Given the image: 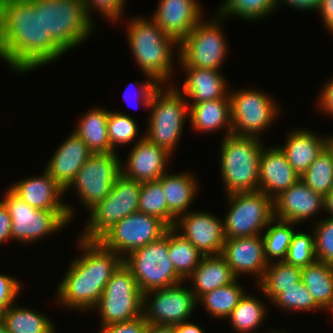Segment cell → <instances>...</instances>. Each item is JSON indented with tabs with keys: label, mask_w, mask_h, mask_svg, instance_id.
<instances>
[{
	"label": "cell",
	"mask_w": 333,
	"mask_h": 333,
	"mask_svg": "<svg viewBox=\"0 0 333 333\" xmlns=\"http://www.w3.org/2000/svg\"><path fill=\"white\" fill-rule=\"evenodd\" d=\"M65 53L43 28L42 10L30 0H3L0 7V59L22 74Z\"/></svg>",
	"instance_id": "obj_1"
},
{
	"label": "cell",
	"mask_w": 333,
	"mask_h": 333,
	"mask_svg": "<svg viewBox=\"0 0 333 333\" xmlns=\"http://www.w3.org/2000/svg\"><path fill=\"white\" fill-rule=\"evenodd\" d=\"M78 243L84 253L70 263L57 289V303L85 312L99 302L105 285L123 263V258L98 240L79 238Z\"/></svg>",
	"instance_id": "obj_2"
},
{
	"label": "cell",
	"mask_w": 333,
	"mask_h": 333,
	"mask_svg": "<svg viewBox=\"0 0 333 333\" xmlns=\"http://www.w3.org/2000/svg\"><path fill=\"white\" fill-rule=\"evenodd\" d=\"M147 78L148 81L141 83L138 91L143 106L151 109L148 130L143 136L172 154L182 134L185 118L189 115L188 102L176 85L169 83L164 91L155 79Z\"/></svg>",
	"instance_id": "obj_3"
},
{
	"label": "cell",
	"mask_w": 333,
	"mask_h": 333,
	"mask_svg": "<svg viewBox=\"0 0 333 333\" xmlns=\"http://www.w3.org/2000/svg\"><path fill=\"white\" fill-rule=\"evenodd\" d=\"M145 18H132L129 22L126 28L129 47L145 76L165 84L172 77L173 49L179 43L166 35L152 17Z\"/></svg>",
	"instance_id": "obj_4"
},
{
	"label": "cell",
	"mask_w": 333,
	"mask_h": 333,
	"mask_svg": "<svg viewBox=\"0 0 333 333\" xmlns=\"http://www.w3.org/2000/svg\"><path fill=\"white\" fill-rule=\"evenodd\" d=\"M260 138L224 137L221 144L220 170L226 195L259 191V161L263 142Z\"/></svg>",
	"instance_id": "obj_5"
},
{
	"label": "cell",
	"mask_w": 333,
	"mask_h": 333,
	"mask_svg": "<svg viewBox=\"0 0 333 333\" xmlns=\"http://www.w3.org/2000/svg\"><path fill=\"white\" fill-rule=\"evenodd\" d=\"M42 10L44 30L67 52L85 41L94 23L83 0H30Z\"/></svg>",
	"instance_id": "obj_6"
},
{
	"label": "cell",
	"mask_w": 333,
	"mask_h": 333,
	"mask_svg": "<svg viewBox=\"0 0 333 333\" xmlns=\"http://www.w3.org/2000/svg\"><path fill=\"white\" fill-rule=\"evenodd\" d=\"M123 263L131 270L143 294L185 281L168 256V230L158 240L130 252Z\"/></svg>",
	"instance_id": "obj_7"
},
{
	"label": "cell",
	"mask_w": 333,
	"mask_h": 333,
	"mask_svg": "<svg viewBox=\"0 0 333 333\" xmlns=\"http://www.w3.org/2000/svg\"><path fill=\"white\" fill-rule=\"evenodd\" d=\"M141 183L125 177L122 173L115 180L109 195L90 209V218L83 240H98L114 224L138 211Z\"/></svg>",
	"instance_id": "obj_8"
},
{
	"label": "cell",
	"mask_w": 333,
	"mask_h": 333,
	"mask_svg": "<svg viewBox=\"0 0 333 333\" xmlns=\"http://www.w3.org/2000/svg\"><path fill=\"white\" fill-rule=\"evenodd\" d=\"M97 308L101 325L135 319L143 315V293L138 288L131 270L122 263L105 285Z\"/></svg>",
	"instance_id": "obj_9"
},
{
	"label": "cell",
	"mask_w": 333,
	"mask_h": 333,
	"mask_svg": "<svg viewBox=\"0 0 333 333\" xmlns=\"http://www.w3.org/2000/svg\"><path fill=\"white\" fill-rule=\"evenodd\" d=\"M229 211L223 221L225 239L261 235L274 219L273 200L261 191L227 195Z\"/></svg>",
	"instance_id": "obj_10"
},
{
	"label": "cell",
	"mask_w": 333,
	"mask_h": 333,
	"mask_svg": "<svg viewBox=\"0 0 333 333\" xmlns=\"http://www.w3.org/2000/svg\"><path fill=\"white\" fill-rule=\"evenodd\" d=\"M203 22L200 20L192 31L179 43L177 50L180 66L219 70L228 53L221 17ZM219 19V20H218Z\"/></svg>",
	"instance_id": "obj_11"
},
{
	"label": "cell",
	"mask_w": 333,
	"mask_h": 333,
	"mask_svg": "<svg viewBox=\"0 0 333 333\" xmlns=\"http://www.w3.org/2000/svg\"><path fill=\"white\" fill-rule=\"evenodd\" d=\"M2 202L12 219L11 240L30 243L59 231L71 222L68 210H41L31 207L10 188Z\"/></svg>",
	"instance_id": "obj_12"
},
{
	"label": "cell",
	"mask_w": 333,
	"mask_h": 333,
	"mask_svg": "<svg viewBox=\"0 0 333 333\" xmlns=\"http://www.w3.org/2000/svg\"><path fill=\"white\" fill-rule=\"evenodd\" d=\"M269 96L254 89L229 92L233 135L260 137L280 112Z\"/></svg>",
	"instance_id": "obj_13"
},
{
	"label": "cell",
	"mask_w": 333,
	"mask_h": 333,
	"mask_svg": "<svg viewBox=\"0 0 333 333\" xmlns=\"http://www.w3.org/2000/svg\"><path fill=\"white\" fill-rule=\"evenodd\" d=\"M169 228L159 218L137 211L114 224L98 241L124 258L130 252L163 237Z\"/></svg>",
	"instance_id": "obj_14"
},
{
	"label": "cell",
	"mask_w": 333,
	"mask_h": 333,
	"mask_svg": "<svg viewBox=\"0 0 333 333\" xmlns=\"http://www.w3.org/2000/svg\"><path fill=\"white\" fill-rule=\"evenodd\" d=\"M116 152L93 154L65 189L74 188L83 205L91 209L104 200L121 174L122 162ZM73 185V186H72Z\"/></svg>",
	"instance_id": "obj_15"
},
{
	"label": "cell",
	"mask_w": 333,
	"mask_h": 333,
	"mask_svg": "<svg viewBox=\"0 0 333 333\" xmlns=\"http://www.w3.org/2000/svg\"><path fill=\"white\" fill-rule=\"evenodd\" d=\"M180 284L143 294V316L147 323L175 326L190 318L197 299L190 288Z\"/></svg>",
	"instance_id": "obj_16"
},
{
	"label": "cell",
	"mask_w": 333,
	"mask_h": 333,
	"mask_svg": "<svg viewBox=\"0 0 333 333\" xmlns=\"http://www.w3.org/2000/svg\"><path fill=\"white\" fill-rule=\"evenodd\" d=\"M173 228H182L179 234L204 256L221 254L225 242L223 222L214 214L190 211L179 216Z\"/></svg>",
	"instance_id": "obj_17"
},
{
	"label": "cell",
	"mask_w": 333,
	"mask_h": 333,
	"mask_svg": "<svg viewBox=\"0 0 333 333\" xmlns=\"http://www.w3.org/2000/svg\"><path fill=\"white\" fill-rule=\"evenodd\" d=\"M238 279L241 274L257 276V284L268 266L262 236L225 239L220 254Z\"/></svg>",
	"instance_id": "obj_18"
},
{
	"label": "cell",
	"mask_w": 333,
	"mask_h": 333,
	"mask_svg": "<svg viewBox=\"0 0 333 333\" xmlns=\"http://www.w3.org/2000/svg\"><path fill=\"white\" fill-rule=\"evenodd\" d=\"M274 218L301 223L323 209L324 197L314 192L301 179L273 200Z\"/></svg>",
	"instance_id": "obj_19"
},
{
	"label": "cell",
	"mask_w": 333,
	"mask_h": 333,
	"mask_svg": "<svg viewBox=\"0 0 333 333\" xmlns=\"http://www.w3.org/2000/svg\"><path fill=\"white\" fill-rule=\"evenodd\" d=\"M197 0H160L153 15L159 28L180 43L203 18Z\"/></svg>",
	"instance_id": "obj_20"
},
{
	"label": "cell",
	"mask_w": 333,
	"mask_h": 333,
	"mask_svg": "<svg viewBox=\"0 0 333 333\" xmlns=\"http://www.w3.org/2000/svg\"><path fill=\"white\" fill-rule=\"evenodd\" d=\"M130 151L125 167L121 165V173L125 177L143 183L158 180L166 173V162L171 154L164 148L142 136Z\"/></svg>",
	"instance_id": "obj_21"
},
{
	"label": "cell",
	"mask_w": 333,
	"mask_h": 333,
	"mask_svg": "<svg viewBox=\"0 0 333 333\" xmlns=\"http://www.w3.org/2000/svg\"><path fill=\"white\" fill-rule=\"evenodd\" d=\"M263 146L259 161V191L274 200L300 179L281 148Z\"/></svg>",
	"instance_id": "obj_22"
},
{
	"label": "cell",
	"mask_w": 333,
	"mask_h": 333,
	"mask_svg": "<svg viewBox=\"0 0 333 333\" xmlns=\"http://www.w3.org/2000/svg\"><path fill=\"white\" fill-rule=\"evenodd\" d=\"M92 155L87 144L73 131L57 148L44 171L65 190Z\"/></svg>",
	"instance_id": "obj_23"
},
{
	"label": "cell",
	"mask_w": 333,
	"mask_h": 333,
	"mask_svg": "<svg viewBox=\"0 0 333 333\" xmlns=\"http://www.w3.org/2000/svg\"><path fill=\"white\" fill-rule=\"evenodd\" d=\"M43 173L40 177L21 179L9 188L31 207L41 210H68L73 218V208L61 201L65 190L46 171Z\"/></svg>",
	"instance_id": "obj_24"
},
{
	"label": "cell",
	"mask_w": 333,
	"mask_h": 333,
	"mask_svg": "<svg viewBox=\"0 0 333 333\" xmlns=\"http://www.w3.org/2000/svg\"><path fill=\"white\" fill-rule=\"evenodd\" d=\"M312 133L309 130L296 129L288 134L285 146L280 147L299 177L329 144L330 136L321 138Z\"/></svg>",
	"instance_id": "obj_25"
},
{
	"label": "cell",
	"mask_w": 333,
	"mask_h": 333,
	"mask_svg": "<svg viewBox=\"0 0 333 333\" xmlns=\"http://www.w3.org/2000/svg\"><path fill=\"white\" fill-rule=\"evenodd\" d=\"M186 79L182 85L183 90L178 89L182 96L193 99V103L211 101L229 97L225 78L219 70L183 67Z\"/></svg>",
	"instance_id": "obj_26"
},
{
	"label": "cell",
	"mask_w": 333,
	"mask_h": 333,
	"mask_svg": "<svg viewBox=\"0 0 333 333\" xmlns=\"http://www.w3.org/2000/svg\"><path fill=\"white\" fill-rule=\"evenodd\" d=\"M188 112L190 124L196 131L204 133L225 128V136L232 134L230 98L193 103L188 105Z\"/></svg>",
	"instance_id": "obj_27"
},
{
	"label": "cell",
	"mask_w": 333,
	"mask_h": 333,
	"mask_svg": "<svg viewBox=\"0 0 333 333\" xmlns=\"http://www.w3.org/2000/svg\"><path fill=\"white\" fill-rule=\"evenodd\" d=\"M191 277V278H190ZM193 282L191 291L196 299L201 295L232 283L236 277L221 255L204 256L189 276Z\"/></svg>",
	"instance_id": "obj_28"
},
{
	"label": "cell",
	"mask_w": 333,
	"mask_h": 333,
	"mask_svg": "<svg viewBox=\"0 0 333 333\" xmlns=\"http://www.w3.org/2000/svg\"><path fill=\"white\" fill-rule=\"evenodd\" d=\"M194 177L187 172L178 174L166 172L158 179L165 193L168 209L176 218L187 213V208L195 200L199 187Z\"/></svg>",
	"instance_id": "obj_29"
},
{
	"label": "cell",
	"mask_w": 333,
	"mask_h": 333,
	"mask_svg": "<svg viewBox=\"0 0 333 333\" xmlns=\"http://www.w3.org/2000/svg\"><path fill=\"white\" fill-rule=\"evenodd\" d=\"M108 115V110L93 108L88 113H84L73 130L87 144L93 154L116 152L108 139Z\"/></svg>",
	"instance_id": "obj_30"
},
{
	"label": "cell",
	"mask_w": 333,
	"mask_h": 333,
	"mask_svg": "<svg viewBox=\"0 0 333 333\" xmlns=\"http://www.w3.org/2000/svg\"><path fill=\"white\" fill-rule=\"evenodd\" d=\"M301 280L322 310L333 308V266L316 260L301 268Z\"/></svg>",
	"instance_id": "obj_31"
},
{
	"label": "cell",
	"mask_w": 333,
	"mask_h": 333,
	"mask_svg": "<svg viewBox=\"0 0 333 333\" xmlns=\"http://www.w3.org/2000/svg\"><path fill=\"white\" fill-rule=\"evenodd\" d=\"M9 333H55L52 320L25 307L11 305L0 317Z\"/></svg>",
	"instance_id": "obj_32"
},
{
	"label": "cell",
	"mask_w": 333,
	"mask_h": 333,
	"mask_svg": "<svg viewBox=\"0 0 333 333\" xmlns=\"http://www.w3.org/2000/svg\"><path fill=\"white\" fill-rule=\"evenodd\" d=\"M168 256L176 272L185 280V283L204 257L190 241L178 234L173 227L168 229Z\"/></svg>",
	"instance_id": "obj_33"
},
{
	"label": "cell",
	"mask_w": 333,
	"mask_h": 333,
	"mask_svg": "<svg viewBox=\"0 0 333 333\" xmlns=\"http://www.w3.org/2000/svg\"><path fill=\"white\" fill-rule=\"evenodd\" d=\"M301 280V268L295 267L285 261L268 263L263 277L257 284L261 292L272 301L279 293Z\"/></svg>",
	"instance_id": "obj_34"
},
{
	"label": "cell",
	"mask_w": 333,
	"mask_h": 333,
	"mask_svg": "<svg viewBox=\"0 0 333 333\" xmlns=\"http://www.w3.org/2000/svg\"><path fill=\"white\" fill-rule=\"evenodd\" d=\"M237 278L230 284L215 288L201 295L198 301H201L205 310L216 318H228L232 310L238 305L239 300L245 292L242 286L237 283Z\"/></svg>",
	"instance_id": "obj_35"
},
{
	"label": "cell",
	"mask_w": 333,
	"mask_h": 333,
	"mask_svg": "<svg viewBox=\"0 0 333 333\" xmlns=\"http://www.w3.org/2000/svg\"><path fill=\"white\" fill-rule=\"evenodd\" d=\"M138 211L155 216L174 227L177 218L169 211L165 193L159 180L141 183Z\"/></svg>",
	"instance_id": "obj_36"
},
{
	"label": "cell",
	"mask_w": 333,
	"mask_h": 333,
	"mask_svg": "<svg viewBox=\"0 0 333 333\" xmlns=\"http://www.w3.org/2000/svg\"><path fill=\"white\" fill-rule=\"evenodd\" d=\"M293 224L296 225V223L274 218L266 227V233L261 234L264 243L265 257L268 263L273 262L275 258L276 261L285 260L292 237L295 233L292 228ZM272 257H274V260Z\"/></svg>",
	"instance_id": "obj_37"
},
{
	"label": "cell",
	"mask_w": 333,
	"mask_h": 333,
	"mask_svg": "<svg viewBox=\"0 0 333 333\" xmlns=\"http://www.w3.org/2000/svg\"><path fill=\"white\" fill-rule=\"evenodd\" d=\"M265 308L259 298L245 293L227 319H230L236 333H253L266 316Z\"/></svg>",
	"instance_id": "obj_38"
},
{
	"label": "cell",
	"mask_w": 333,
	"mask_h": 333,
	"mask_svg": "<svg viewBox=\"0 0 333 333\" xmlns=\"http://www.w3.org/2000/svg\"><path fill=\"white\" fill-rule=\"evenodd\" d=\"M300 179L323 197L333 188V149L327 145Z\"/></svg>",
	"instance_id": "obj_39"
},
{
	"label": "cell",
	"mask_w": 333,
	"mask_h": 333,
	"mask_svg": "<svg viewBox=\"0 0 333 333\" xmlns=\"http://www.w3.org/2000/svg\"><path fill=\"white\" fill-rule=\"evenodd\" d=\"M216 14L223 20L228 16L237 15L247 21L262 19L276 9L277 0H223Z\"/></svg>",
	"instance_id": "obj_40"
},
{
	"label": "cell",
	"mask_w": 333,
	"mask_h": 333,
	"mask_svg": "<svg viewBox=\"0 0 333 333\" xmlns=\"http://www.w3.org/2000/svg\"><path fill=\"white\" fill-rule=\"evenodd\" d=\"M272 302L276 307L284 310H321L322 308L315 302L313 295L309 292L302 280L295 283L293 287L284 289Z\"/></svg>",
	"instance_id": "obj_41"
},
{
	"label": "cell",
	"mask_w": 333,
	"mask_h": 333,
	"mask_svg": "<svg viewBox=\"0 0 333 333\" xmlns=\"http://www.w3.org/2000/svg\"><path fill=\"white\" fill-rule=\"evenodd\" d=\"M108 139L111 147L115 150L119 145L132 143L137 137V123L122 112L109 111L108 121Z\"/></svg>",
	"instance_id": "obj_42"
},
{
	"label": "cell",
	"mask_w": 333,
	"mask_h": 333,
	"mask_svg": "<svg viewBox=\"0 0 333 333\" xmlns=\"http://www.w3.org/2000/svg\"><path fill=\"white\" fill-rule=\"evenodd\" d=\"M312 234L311 236L304 232L294 233L287 256L284 260L286 263L303 268L317 260L315 255L314 233Z\"/></svg>",
	"instance_id": "obj_43"
},
{
	"label": "cell",
	"mask_w": 333,
	"mask_h": 333,
	"mask_svg": "<svg viewBox=\"0 0 333 333\" xmlns=\"http://www.w3.org/2000/svg\"><path fill=\"white\" fill-rule=\"evenodd\" d=\"M313 231L316 259L333 266V217L317 221Z\"/></svg>",
	"instance_id": "obj_44"
},
{
	"label": "cell",
	"mask_w": 333,
	"mask_h": 333,
	"mask_svg": "<svg viewBox=\"0 0 333 333\" xmlns=\"http://www.w3.org/2000/svg\"><path fill=\"white\" fill-rule=\"evenodd\" d=\"M88 14L91 16L92 9H97L100 11L103 17H107L109 21L115 22L120 19L123 13V7L125 0H83Z\"/></svg>",
	"instance_id": "obj_45"
},
{
	"label": "cell",
	"mask_w": 333,
	"mask_h": 333,
	"mask_svg": "<svg viewBox=\"0 0 333 333\" xmlns=\"http://www.w3.org/2000/svg\"><path fill=\"white\" fill-rule=\"evenodd\" d=\"M21 286L15 278L0 274V317L13 305V301L19 295Z\"/></svg>",
	"instance_id": "obj_46"
},
{
	"label": "cell",
	"mask_w": 333,
	"mask_h": 333,
	"mask_svg": "<svg viewBox=\"0 0 333 333\" xmlns=\"http://www.w3.org/2000/svg\"><path fill=\"white\" fill-rule=\"evenodd\" d=\"M148 326L144 316L102 326L99 333H145Z\"/></svg>",
	"instance_id": "obj_47"
},
{
	"label": "cell",
	"mask_w": 333,
	"mask_h": 333,
	"mask_svg": "<svg viewBox=\"0 0 333 333\" xmlns=\"http://www.w3.org/2000/svg\"><path fill=\"white\" fill-rule=\"evenodd\" d=\"M319 98L318 106L321 111L333 115V78L325 84L324 88L321 91Z\"/></svg>",
	"instance_id": "obj_48"
},
{
	"label": "cell",
	"mask_w": 333,
	"mask_h": 333,
	"mask_svg": "<svg viewBox=\"0 0 333 333\" xmlns=\"http://www.w3.org/2000/svg\"><path fill=\"white\" fill-rule=\"evenodd\" d=\"M12 219L5 204L0 201V245L11 239Z\"/></svg>",
	"instance_id": "obj_49"
},
{
	"label": "cell",
	"mask_w": 333,
	"mask_h": 333,
	"mask_svg": "<svg viewBox=\"0 0 333 333\" xmlns=\"http://www.w3.org/2000/svg\"><path fill=\"white\" fill-rule=\"evenodd\" d=\"M325 27L333 34V0H322L318 8Z\"/></svg>",
	"instance_id": "obj_50"
},
{
	"label": "cell",
	"mask_w": 333,
	"mask_h": 333,
	"mask_svg": "<svg viewBox=\"0 0 333 333\" xmlns=\"http://www.w3.org/2000/svg\"><path fill=\"white\" fill-rule=\"evenodd\" d=\"M322 0H277V7L279 2L288 4L289 6L300 10H318Z\"/></svg>",
	"instance_id": "obj_51"
},
{
	"label": "cell",
	"mask_w": 333,
	"mask_h": 333,
	"mask_svg": "<svg viewBox=\"0 0 333 333\" xmlns=\"http://www.w3.org/2000/svg\"><path fill=\"white\" fill-rule=\"evenodd\" d=\"M175 330L176 333H204L201 327L187 321L175 325Z\"/></svg>",
	"instance_id": "obj_52"
},
{
	"label": "cell",
	"mask_w": 333,
	"mask_h": 333,
	"mask_svg": "<svg viewBox=\"0 0 333 333\" xmlns=\"http://www.w3.org/2000/svg\"><path fill=\"white\" fill-rule=\"evenodd\" d=\"M145 333H176L175 326L148 323Z\"/></svg>",
	"instance_id": "obj_53"
},
{
	"label": "cell",
	"mask_w": 333,
	"mask_h": 333,
	"mask_svg": "<svg viewBox=\"0 0 333 333\" xmlns=\"http://www.w3.org/2000/svg\"><path fill=\"white\" fill-rule=\"evenodd\" d=\"M323 209L333 217V188L324 196Z\"/></svg>",
	"instance_id": "obj_54"
},
{
	"label": "cell",
	"mask_w": 333,
	"mask_h": 333,
	"mask_svg": "<svg viewBox=\"0 0 333 333\" xmlns=\"http://www.w3.org/2000/svg\"><path fill=\"white\" fill-rule=\"evenodd\" d=\"M0 333H9L4 322L0 319Z\"/></svg>",
	"instance_id": "obj_55"
},
{
	"label": "cell",
	"mask_w": 333,
	"mask_h": 333,
	"mask_svg": "<svg viewBox=\"0 0 333 333\" xmlns=\"http://www.w3.org/2000/svg\"><path fill=\"white\" fill-rule=\"evenodd\" d=\"M328 145L333 149V136H330Z\"/></svg>",
	"instance_id": "obj_56"
},
{
	"label": "cell",
	"mask_w": 333,
	"mask_h": 333,
	"mask_svg": "<svg viewBox=\"0 0 333 333\" xmlns=\"http://www.w3.org/2000/svg\"><path fill=\"white\" fill-rule=\"evenodd\" d=\"M280 333H285V332H282V331H279ZM279 332H275V331H271L270 333H279Z\"/></svg>",
	"instance_id": "obj_57"
},
{
	"label": "cell",
	"mask_w": 333,
	"mask_h": 333,
	"mask_svg": "<svg viewBox=\"0 0 333 333\" xmlns=\"http://www.w3.org/2000/svg\"><path fill=\"white\" fill-rule=\"evenodd\" d=\"M126 93H127V92L125 91L124 99L127 98V96H126L127 94H126ZM125 96H126V97H125ZM127 99H128V98H127ZM127 101H128V100H127ZM128 103H129V102H128Z\"/></svg>",
	"instance_id": "obj_58"
}]
</instances>
